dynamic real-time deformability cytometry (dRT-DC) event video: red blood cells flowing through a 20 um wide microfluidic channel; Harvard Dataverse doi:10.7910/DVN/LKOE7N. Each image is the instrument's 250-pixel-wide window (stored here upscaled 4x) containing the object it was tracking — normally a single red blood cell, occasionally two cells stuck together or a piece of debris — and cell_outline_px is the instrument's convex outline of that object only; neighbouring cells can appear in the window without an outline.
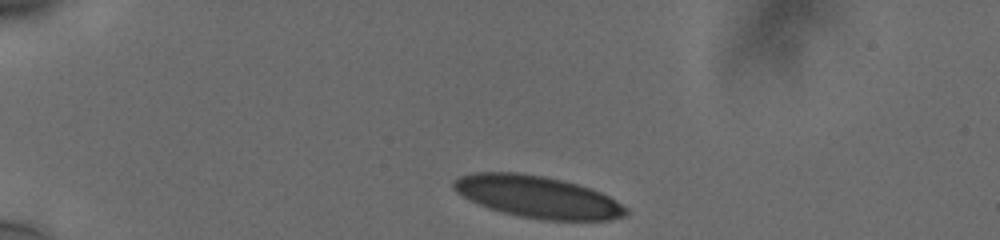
{"species": "human", "species_latin": "Homo sapiens", "temperature_condition": "cold", "stored_images_in_passage": 37, "camera_frame_rate_fps": 3000, "um_per_image_px": 0.085, "donor": {"sex": "male"}, "frame": {"image": 1, "passage_image": 1, "time_ms": 0.0, "image_size_px": [1000, 240], "cell_outline_px": [[628, 216], [608, 220], [544, 220], [520, 216], [488, 208], [456, 192], [452, 188], [452, 180], [460, 176], [472, 172], [516, 172], [544, 176], [576, 184], [600, 192], [616, 200], [628, 208]], "centroid_in_image_um": [45.7, 16.73], "position_along_channel_um": 39.3, "area_um2": 41.96}}
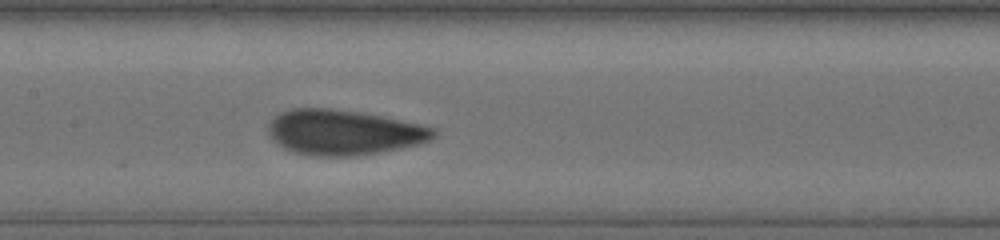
{"frame": {"image": 2, "passage_image": 17, "time_ms": 5.333, "image_size_px": [1000, 240], "cell_outline_px": [[436, 136], [428, 140], [416, 144], [400, 148], [360, 156], [316, 156], [292, 152], [284, 148], [272, 140], [268, 132], [268, 124], [280, 112], [292, 108], [332, 108], [360, 112], [420, 124], [436, 128]], "centroid_in_image_um": [29.18, 11.25], "position_along_channel_um": 178.2, "area_um2": 43.52}}
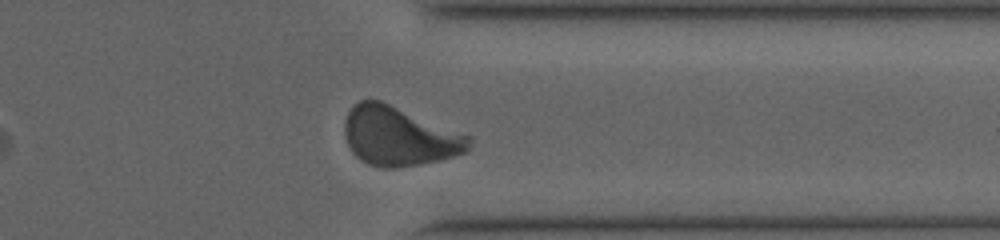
{"frame": {"image": 3, "passage_image": 33, "time_ms": 10.667, "image_size_px": [1000, 240], "cell_outline_px": [[472, 140], [468, 152], [440, 160], [420, 164], [392, 168], [384, 168], [368, 164], [360, 160], [352, 152], [348, 144], [344, 132], [344, 120], [352, 104], [360, 100], [380, 100], [472, 136]], "centroid_in_image_um": [33.93, 11.58], "position_along_channel_um": 377.5, "area_um2": 43.06}, "authors_computed_cell_mechanics": {"area_um2": 42.8298, "velocity_mm_per_s": 3.7543, "shape_relaxation_time_tau1_ms": 5.703, "shape_relaxation_time_tau2_ms": null, "deformation_change_tau1": 0.1721, "deformation_change_tau2": null}}